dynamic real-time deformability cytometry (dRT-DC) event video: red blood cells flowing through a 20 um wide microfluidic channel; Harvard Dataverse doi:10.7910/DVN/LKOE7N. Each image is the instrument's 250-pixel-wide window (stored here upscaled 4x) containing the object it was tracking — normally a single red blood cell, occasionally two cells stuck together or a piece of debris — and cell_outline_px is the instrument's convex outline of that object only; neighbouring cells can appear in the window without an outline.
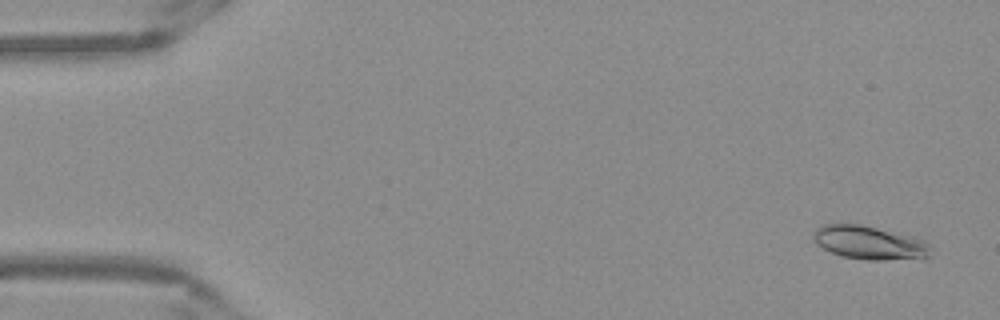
{"species": "Egyptian fruit bat (a non-hibernating species)", "species_latin": "Rousettus aegyptiacus", "temperature_condition": "warm", "stored_images_in_passage": 53, "camera_frame_rate_fps": 3000, "um_per_image_px": 0.085, "frame": {"image": 1, "passage_image": 3, "time_ms": 0.667, "image_size_px": [1000, 320], "cell_outline_px": [[932, 248], [928, 256], [924, 260], [868, 260], [840, 256], [816, 244], [812, 240], [812, 236], [816, 228], [820, 224], [860, 224], [912, 236], [928, 240], [932, 244]], "centroid_in_image_um": [73.98, 20.65], "position_along_channel_um": 11.0, "area_um2": 23.58}}
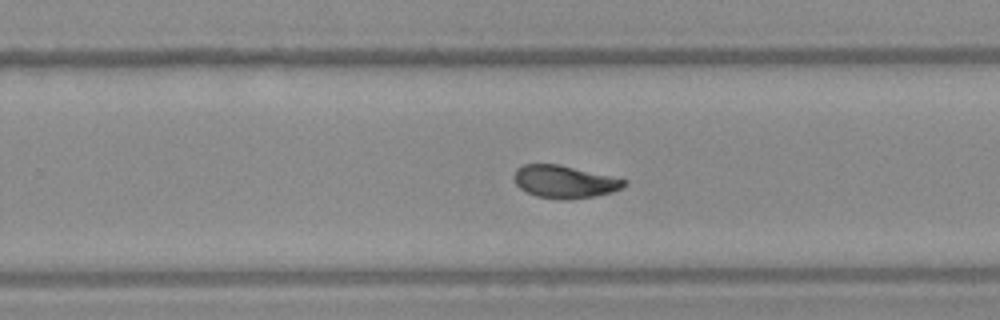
{"frame": {"image": 2, "passage_image": 34, "time_ms": 11.0, "image_size_px": [1000, 320], "cell_outline_px": [[628, 184], [612, 192], [592, 196], [568, 200], [564, 200], [536, 196], [520, 188], [516, 184], [512, 176], [516, 168], [524, 164], [556, 164], [628, 180]], "centroid_in_image_um": [47.95, 15.45], "position_along_channel_um": 281.9, "area_um2": 20.75}}
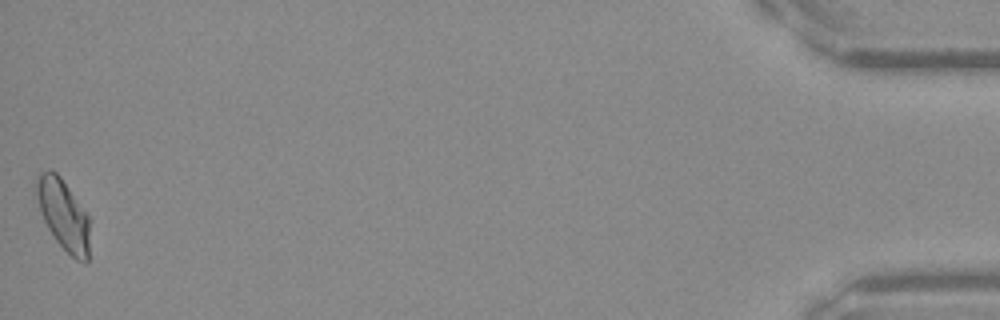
{"frame": {"image": 3, "passage_image": 53, "time_ms": 17.333, "image_size_px": [1000, 320], "cell_outline_px": [[88, 264], [84, 264], [76, 260], [56, 240], [48, 228], [44, 220], [32, 184], [36, 176], [40, 172], [48, 168], [56, 172], [60, 176], [88, 216]], "centroid_in_image_um": [5.33, 18.2], "position_along_channel_um": 429.9, "area_um2": 21.85}, "authors_computed_cell_mechanics": {"area_um2": 21.4438, "velocity_mm_per_s": 3.8557, "shape_relaxation_time_tau1_ms": 7.3516, "shape_relaxation_time_tau2_ms": 2.3566, "deformation_change_tau1": 0.2044, "deformation_change_tau2": 0.0608}}